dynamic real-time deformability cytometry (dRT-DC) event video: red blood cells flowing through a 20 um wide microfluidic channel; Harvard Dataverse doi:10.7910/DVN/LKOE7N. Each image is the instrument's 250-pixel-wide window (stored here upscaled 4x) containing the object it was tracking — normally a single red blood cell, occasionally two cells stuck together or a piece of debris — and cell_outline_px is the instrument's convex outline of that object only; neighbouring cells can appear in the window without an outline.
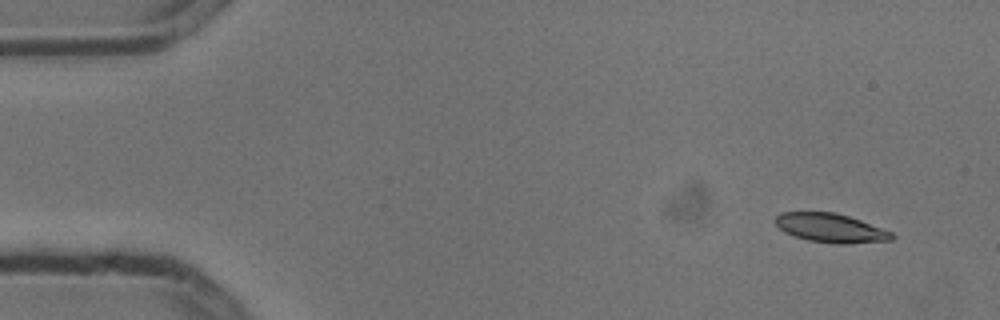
{"species": "common noctule bat (a hibernating species)", "species_latin": "Nyctalus noctula", "temperature_condition": "cold", "stored_images_in_passage": 4, "camera_frame_rate_fps": 3000, "um_per_image_px": 0.085, "animal": {"sex": "male", "body_mass_g": 13.3}, "frame": {"image": 1, "passage_image": 1, "time_ms": 0.0, "image_size_px": [1000, 320], "cell_outline_px": [[896, 236], [892, 240], [848, 244], [836, 244], [808, 240], [792, 236], [784, 232], [772, 220], [780, 212], [836, 212], [860, 220], [892, 232]], "centroid_in_image_um": [70.58, 19.38], "position_along_channel_um": 14.4, "area_um2": 19.83}}
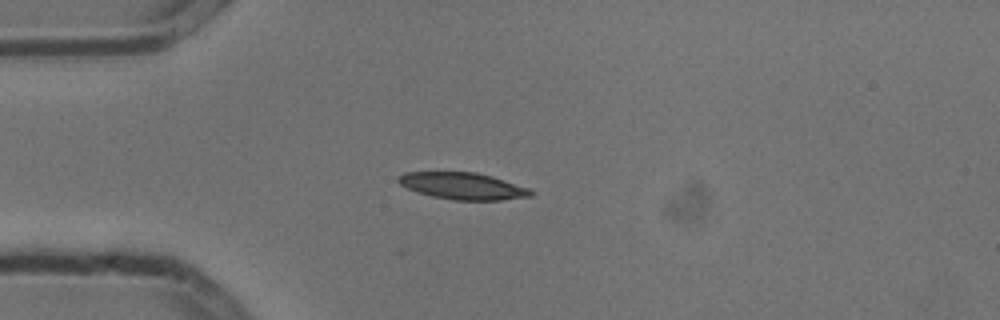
{"frame": {"image": 2, "passage_image": 4, "time_ms": 1.0, "image_size_px": [1000, 320], "cell_outline_px": [[536, 192], [532, 196], [500, 200], [452, 200], [432, 196], [416, 192], [400, 184], [396, 180], [396, 176], [404, 172], [476, 172], [492, 176], [528, 188]], "centroid_in_image_um": [39.31, 15.81], "position_along_channel_um": 45.7, "area_um2": 20.81}}